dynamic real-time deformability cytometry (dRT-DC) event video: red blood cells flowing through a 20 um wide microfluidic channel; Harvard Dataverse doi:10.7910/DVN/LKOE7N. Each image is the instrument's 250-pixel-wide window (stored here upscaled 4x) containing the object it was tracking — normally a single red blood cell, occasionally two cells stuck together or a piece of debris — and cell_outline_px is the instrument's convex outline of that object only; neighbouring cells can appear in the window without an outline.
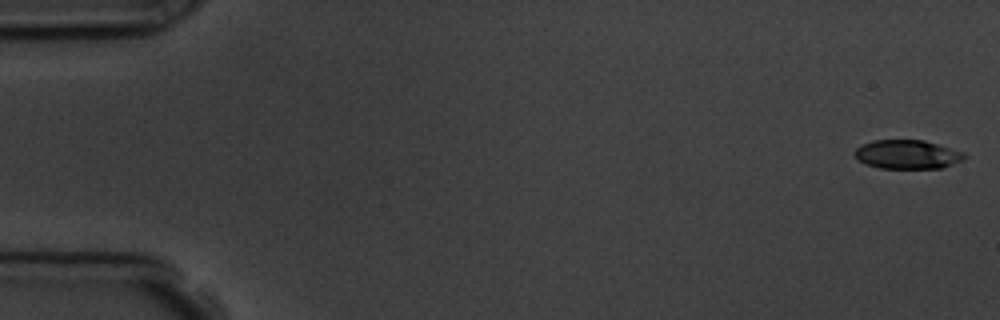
{"species": "common noctule bat (a hibernating species)", "species_latin": "Nyctalus noctula", "temperature_condition": "room temperature", "stored_images_in_passage": 4, "camera_frame_rate_fps": 3000, "um_per_image_px": 0.085, "animal": {"sex": "male", "body_mass_g": 19.5, "forearm_length_mm": 54.6}, "frame": {"image": 1, "passage_image": 1, "time_ms": 0.0, "image_size_px": [1000, 320], "cell_outline_px": [[968, 156], [964, 160], [940, 168], [880, 168], [864, 164], [852, 152], [860, 144], [872, 140], [924, 140], [964, 152]], "centroid_in_image_um": [77.11, 13.12], "position_along_channel_um": 7.9, "area_um2": 18.61}}